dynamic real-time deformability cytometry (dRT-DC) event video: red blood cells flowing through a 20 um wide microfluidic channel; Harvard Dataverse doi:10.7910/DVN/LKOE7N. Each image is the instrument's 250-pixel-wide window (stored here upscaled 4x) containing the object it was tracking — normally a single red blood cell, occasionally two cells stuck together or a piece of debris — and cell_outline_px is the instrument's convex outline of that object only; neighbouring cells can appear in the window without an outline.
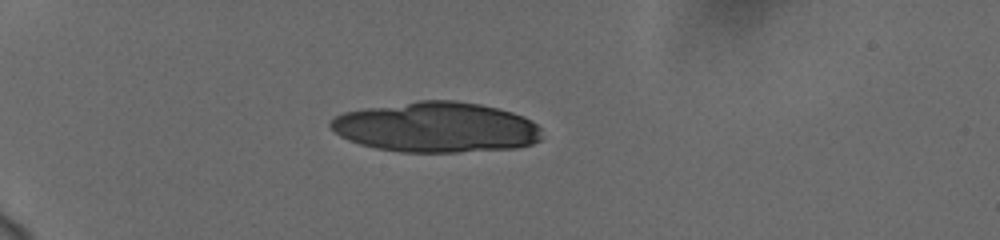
{"species": "human", "species_latin": "Homo sapiens", "temperature_condition": "cold", "stored_images_in_passage": 16, "camera_frame_rate_fps": 3000, "um_per_image_px": 0.085, "donor": {"sex": "female"}, "frame": {"image": 1, "passage_image": 1, "time_ms": 0.0, "image_size_px": [1000, 240], "cell_outline_px": [[540, 140], [532, 144], [516, 148], [456, 152], [400, 152], [376, 148], [360, 144], [348, 140], [340, 136], [328, 124], [336, 116], [344, 112], [364, 108], [420, 100], [456, 100], [480, 104], [512, 112], [524, 116], [532, 120], [540, 128]], "centroid_in_image_um": [37.08, 10.81], "position_along_channel_um": 47.9, "area_um2": 62.02}}
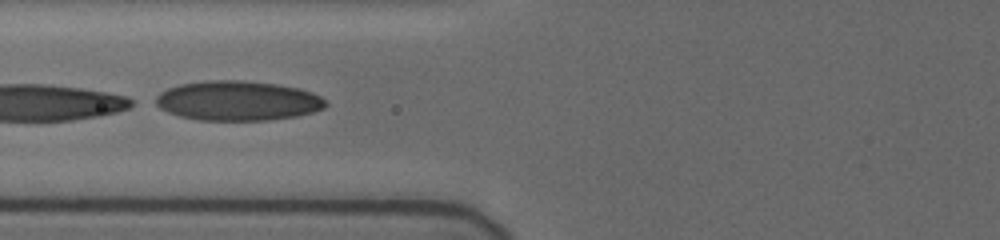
{"frame": {"image": 2, "passage_image": 10, "time_ms": 3.0, "image_size_px": [1000, 240], "cell_outline_px": [[328, 104], [324, 108], [312, 112], [296, 116], [268, 120], [196, 120], [180, 116], [168, 112], [160, 108], [156, 104], [156, 96], [160, 92], [168, 88], [180, 84], [204, 80], [244, 80], [276, 84], [300, 88], [312, 92], [320, 96]], "centroid_in_image_um": [20.2, 8.56], "position_along_channel_um": 105.6, "area_um2": 39.42}}